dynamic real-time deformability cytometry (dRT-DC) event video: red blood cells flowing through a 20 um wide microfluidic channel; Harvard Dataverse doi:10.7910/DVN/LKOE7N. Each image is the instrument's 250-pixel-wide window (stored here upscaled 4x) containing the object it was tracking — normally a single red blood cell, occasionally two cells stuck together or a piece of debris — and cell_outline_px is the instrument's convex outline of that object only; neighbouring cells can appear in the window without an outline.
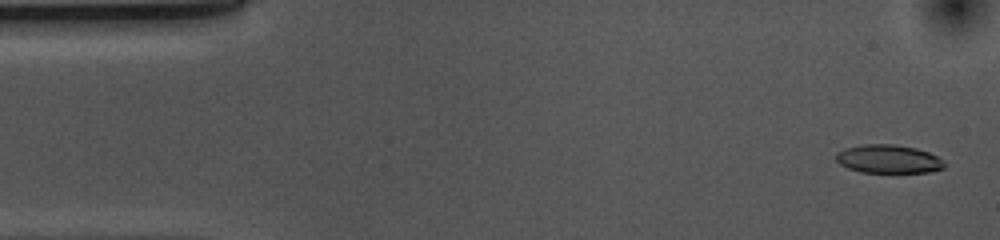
{"species": "common noctule bat (a hibernating species)", "species_latin": "Nyctalus noctula", "temperature_condition": "cold", "stored_images_in_passage": 53, "camera_frame_rate_fps": 3000, "um_per_image_px": 0.085, "animal": {"sex": "female", "body_mass_g": 10.0, "forearm_length_mm": 53.1}, "frame": {"image": 1, "passage_image": 2, "time_ms": 0.333, "image_size_px": [1000, 240], "cell_outline_px": [[944, 168], [928, 172], [860, 172], [848, 168], [840, 164], [836, 160], [836, 152], [844, 148], [864, 144], [892, 144], [916, 148], [928, 152], [944, 160]], "centroid_in_image_um": [75.49, 13.51], "position_along_channel_um": 9.5, "area_um2": 17.92}}
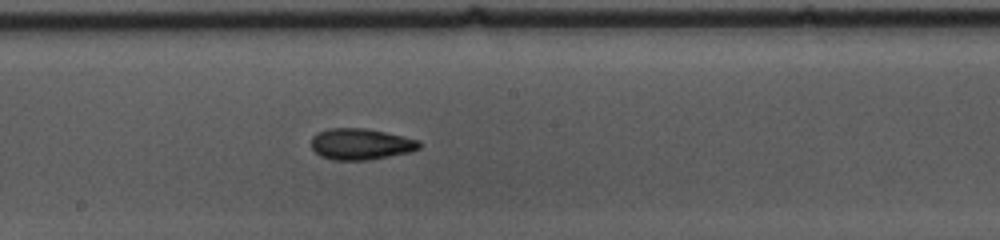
{"frame": {"image": 2, "passage_image": 27, "time_ms": 8.667, "image_size_px": [1000, 240], "cell_outline_px": [[420, 148], [412, 152], [368, 160], [332, 160], [320, 156], [312, 148], [312, 136], [316, 132], [328, 128], [364, 128], [384, 132], [420, 140]], "centroid_in_image_um": [30.66, 12.25], "position_along_channel_um": 217.5, "area_um2": 19.77}}
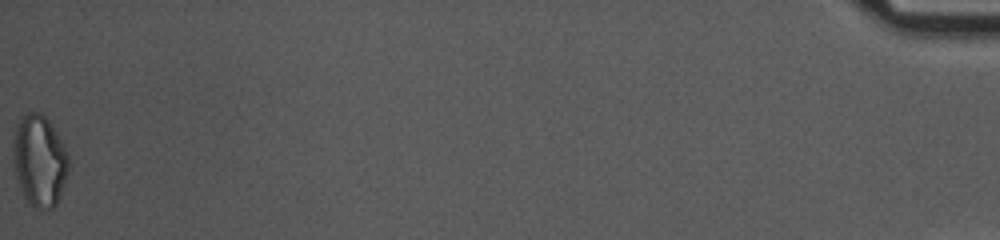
{"frame": {"image": 3, "passage_image": 53, "time_ms": 17.333, "image_size_px": [1000, 240], "cell_outline_px": [[68, 172], [60, 196], [56, 204], [48, 212], [36, 208], [24, 196], [16, 176], [12, 156], [12, 140], [20, 116], [28, 112], [40, 112], [52, 124], [68, 156]], "centroid_in_image_um": [3.34, 13.65], "position_along_channel_um": 431.9, "area_um2": 29.59}, "authors_computed_cell_mechanics": {"area_um2": 19.4786, "velocity_mm_per_s": 3.7167, "shape_relaxation_time_tau1_ms": 10.5198, "shape_relaxation_time_tau2_ms": 4.532, "deformation_change_tau1": 0.2002, "deformation_change_tau2": 0.1216}}